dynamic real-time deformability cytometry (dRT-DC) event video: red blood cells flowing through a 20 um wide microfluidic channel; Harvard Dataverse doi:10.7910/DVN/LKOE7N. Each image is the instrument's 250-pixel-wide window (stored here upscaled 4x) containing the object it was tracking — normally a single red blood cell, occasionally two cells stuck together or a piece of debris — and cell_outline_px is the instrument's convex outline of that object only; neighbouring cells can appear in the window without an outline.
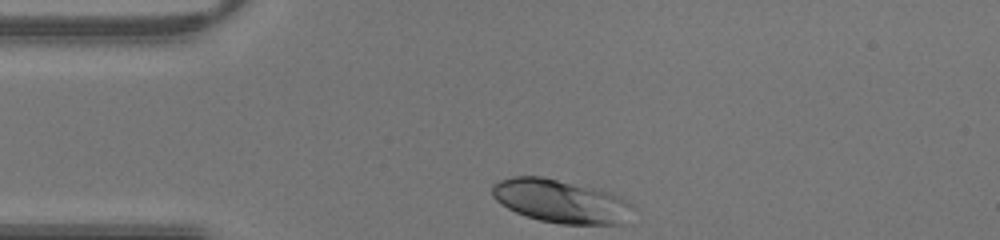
{"species": "human", "species_latin": "Homo sapiens", "temperature_condition": "warm", "stored_images_in_passage": 25, "camera_frame_rate_fps": 3000, "um_per_image_px": 0.085, "donor": {"sex": "male"}, "frame": {"image": 1, "passage_image": 1, "time_ms": 0.0, "image_size_px": [1000, 240], "cell_outline_px": [[640, 208], [624, 224], [560, 224], [540, 220], [516, 212], [500, 204], [492, 196], [492, 184], [500, 180], [512, 176], [540, 176], [600, 188], [612, 192], [620, 196]], "centroid_in_image_um": [47.78, 17.1], "position_along_channel_um": 37.2, "area_um2": 36.36}}
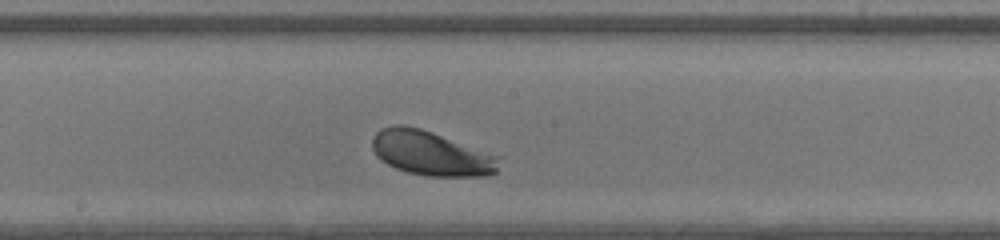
{"frame": {"image": 2, "passage_image": 14, "time_ms": 4.333, "image_size_px": [1000, 240], "cell_outline_px": [[504, 156], [496, 172], [488, 176], [428, 176], [408, 172], [396, 168], [380, 160], [376, 156], [372, 148], [372, 140], [376, 132], [380, 128], [392, 124], [404, 124], [420, 128]], "centroid_in_image_um": [36.69, 13.02], "position_along_channel_um": 211.5, "area_um2": 33.52}}
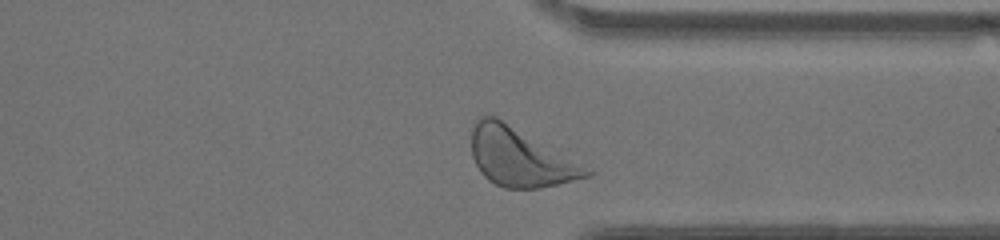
{"frame": {"image": 3, "passage_image": 24, "time_ms": 7.667, "image_size_px": [1000, 240], "cell_outline_px": [[596, 172], [588, 176], [540, 188], [504, 188], [488, 180], [480, 172], [472, 156], [472, 128], [476, 120], [480, 116], [496, 116]], "centroid_in_image_um": [44.17, 13.36], "position_along_channel_um": 367.2, "area_um2": 38.55}}